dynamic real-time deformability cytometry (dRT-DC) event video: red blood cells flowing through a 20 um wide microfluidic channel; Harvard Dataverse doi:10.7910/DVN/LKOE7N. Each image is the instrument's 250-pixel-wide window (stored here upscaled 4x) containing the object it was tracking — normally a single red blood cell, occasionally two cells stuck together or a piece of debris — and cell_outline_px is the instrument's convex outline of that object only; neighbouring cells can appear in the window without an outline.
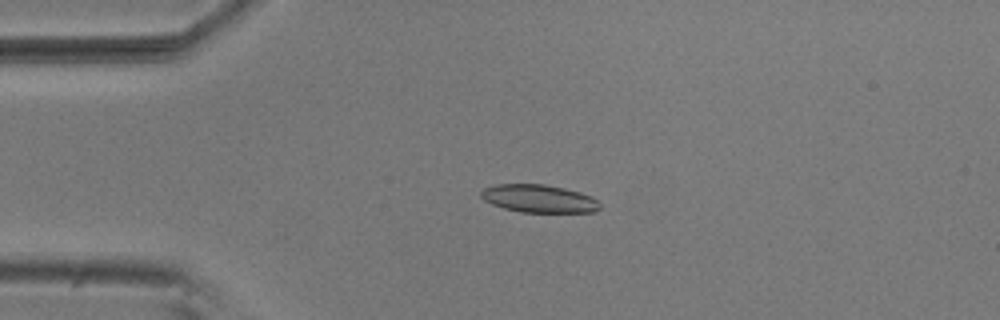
{"species": "common noctule bat (a hibernating species)", "species_latin": "Nyctalus noctula", "temperature_condition": "room temperature", "stored_images_in_passage": 55, "camera_frame_rate_fps": 3000, "um_per_image_px": 0.085, "animal": {"sex": "male", "body_mass_g": 20.5, "forearm_length_mm": 52.5}, "frame": {"image": 1, "passage_image": 13, "time_ms": 4.0, "image_size_px": [1000, 320], "cell_outline_px": [[600, 208], [596, 212], [520, 212], [504, 208], [492, 204], [484, 200], [480, 196], [480, 192], [484, 188], [496, 184], [544, 184], [564, 188], [580, 192], [592, 196], [600, 204]], "centroid_in_image_um": [45.81, 16.88], "position_along_channel_um": 39.2, "area_um2": 19.36}}
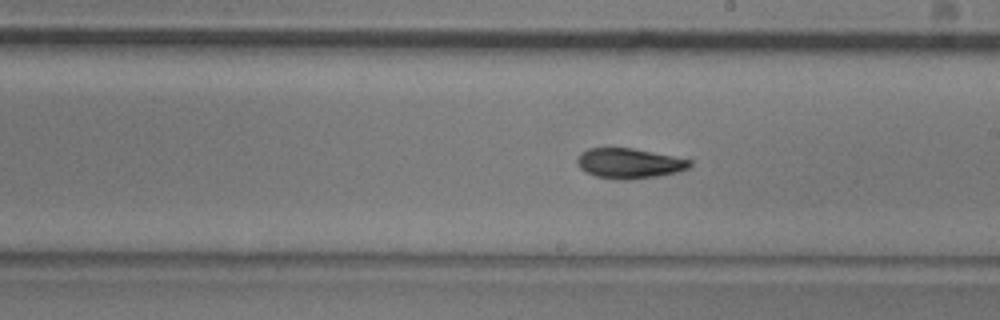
{"frame": {"image": 2, "passage_image": 31, "time_ms": 10.0, "image_size_px": [1000, 320], "cell_outline_px": [[692, 164], [688, 168], [676, 172], [656, 176], [624, 180], [616, 180], [596, 176], [580, 168], [576, 160], [580, 152], [588, 148], [632, 148], [692, 160]], "centroid_in_image_um": [53.46, 13.88], "position_along_channel_um": 235.5, "area_um2": 19.59}}
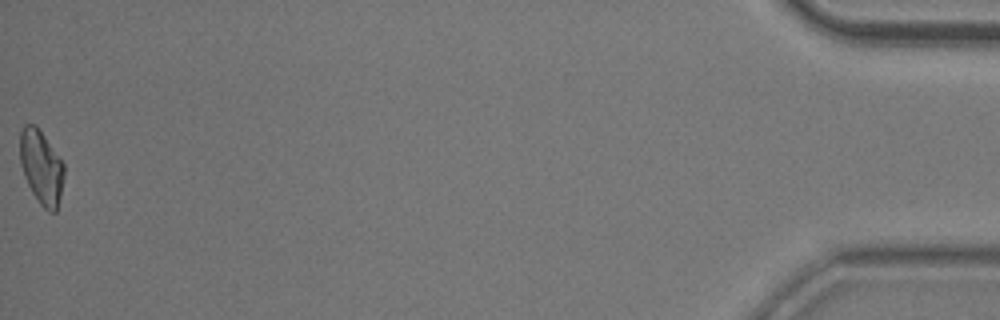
{"frame": {"image": 3, "passage_image": 55, "time_ms": 18.0, "image_size_px": [1000, 320], "cell_outline_px": [[64, 176], [60, 196], [56, 212], [48, 212], [40, 204], [32, 192], [24, 176], [20, 160], [20, 132], [24, 124], [36, 124], [64, 164]], "centroid_in_image_um": [3.51, 14.2], "position_along_channel_um": 431.7, "area_um2": 18.9}, "authors_computed_cell_mechanics": {"area_um2": 19.7676, "velocity_mm_per_s": 3.7051, "shape_relaxation_time_tau1_ms": 5.5836, "shape_relaxation_time_tau2_ms": 2.3407, "deformation_change_tau1": 0.1814, "deformation_change_tau2": 0.0798}}